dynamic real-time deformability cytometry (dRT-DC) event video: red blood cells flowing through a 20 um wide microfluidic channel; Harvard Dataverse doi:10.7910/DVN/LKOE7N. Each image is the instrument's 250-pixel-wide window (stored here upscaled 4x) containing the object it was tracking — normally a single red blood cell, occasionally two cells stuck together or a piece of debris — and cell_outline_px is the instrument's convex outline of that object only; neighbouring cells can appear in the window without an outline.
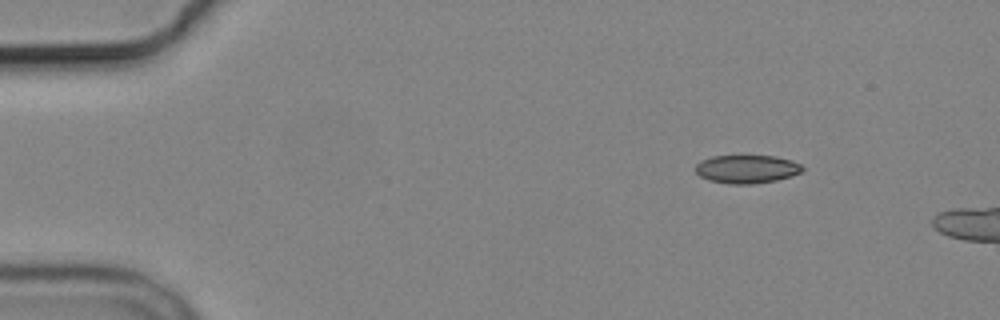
{"species": "common noctule bat (a hibernating species)", "species_latin": "Nyctalus noctula", "temperature_condition": "cold", "stored_images_in_passage": 3, "camera_frame_rate_fps": 3000, "um_per_image_px": 0.085, "animal": {"sex": "male", "body_mass_g": 19.2, "forearm_length_mm": 51.8}, "frame": {"image": 1, "passage_image": 1, "time_ms": 0.0, "image_size_px": [1000, 320], "cell_outline_px": [[804, 168], [800, 172], [792, 176], [776, 180], [752, 184], [728, 184], [708, 180], [700, 176], [696, 172], [696, 164], [700, 160], [712, 156], [776, 156], [792, 160], [800, 164]], "centroid_in_image_um": [63.46, 14.37], "position_along_channel_um": 21.5, "area_um2": 17.69}}